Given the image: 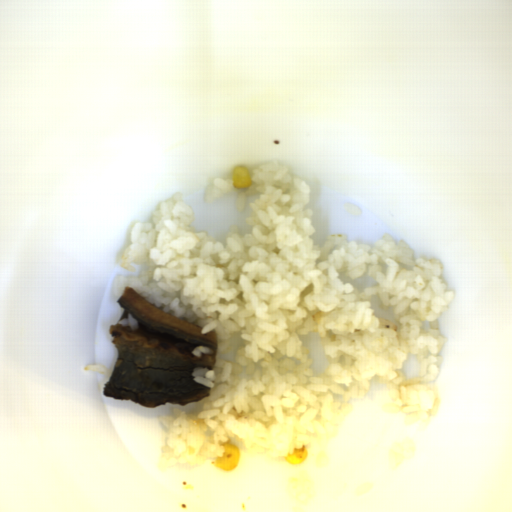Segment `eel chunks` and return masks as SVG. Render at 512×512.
<instances>
[{
  "label": "eel chunks",
  "mask_w": 512,
  "mask_h": 512,
  "mask_svg": "<svg viewBox=\"0 0 512 512\" xmlns=\"http://www.w3.org/2000/svg\"><path fill=\"white\" fill-rule=\"evenodd\" d=\"M117 303L123 314L109 332L118 357L103 396L145 407L184 406L209 396V386L194 381L193 372L213 370L218 354L215 329L202 333L197 322L172 316L175 311L165 312L163 303H149L129 286ZM129 312L137 319L139 332L117 325Z\"/></svg>",
  "instance_id": "4dd315ae"
}]
</instances>
